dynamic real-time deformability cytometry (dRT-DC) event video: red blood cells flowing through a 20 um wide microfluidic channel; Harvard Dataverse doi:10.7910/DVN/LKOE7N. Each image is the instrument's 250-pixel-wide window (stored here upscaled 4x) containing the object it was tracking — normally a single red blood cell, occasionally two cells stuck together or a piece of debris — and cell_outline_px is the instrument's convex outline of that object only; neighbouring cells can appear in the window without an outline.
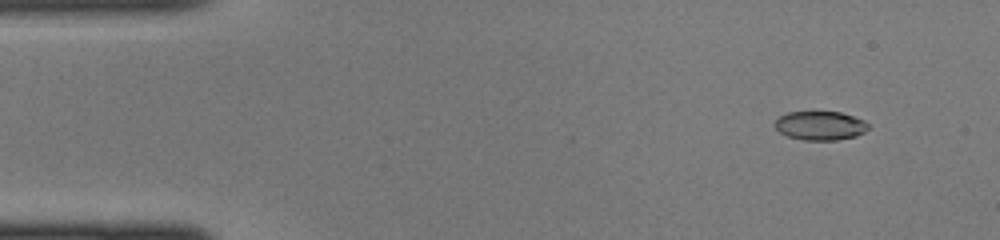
{"species": "common noctule bat (a hibernating species)", "species_latin": "Nyctalus noctula", "temperature_condition": "cold", "stored_images_in_passage": 44, "camera_frame_rate_fps": 3000, "um_per_image_px": 0.085, "animal": {"sex": "female", "body_mass_g": 22.0, "forearm_length_mm": 56.7}, "frame": {"image": 1, "passage_image": 4, "time_ms": 1.0, "image_size_px": [1000, 240], "cell_outline_px": [[868, 128], [864, 132], [856, 136], [836, 140], [804, 140], [788, 136], [780, 132], [772, 124], [780, 116], [788, 112], [840, 112], [864, 120], [868, 124]], "centroid_in_image_um": [69.7, 10.68], "position_along_channel_um": 15.3, "area_um2": 15.66}}
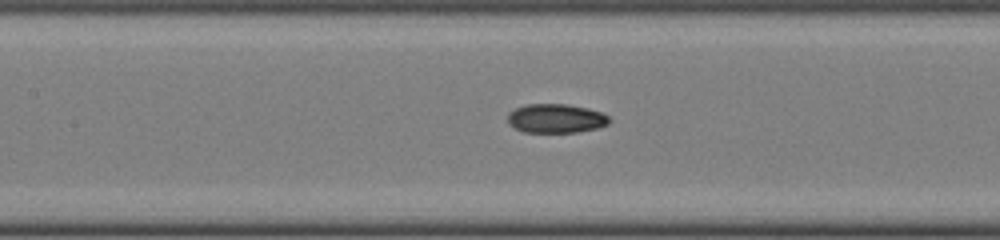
{"frame": {"image": 2, "passage_image": 20, "time_ms": 6.333, "image_size_px": [1000, 240], "cell_outline_px": [[612, 120], [608, 124], [596, 128], [576, 132], [524, 132], [508, 124], [508, 112], [524, 104], [568, 104], [588, 108], [600, 112], [608, 116]], "centroid_in_image_um": [47.24, 10.06], "position_along_channel_um": 160.2, "area_um2": 17.22}}
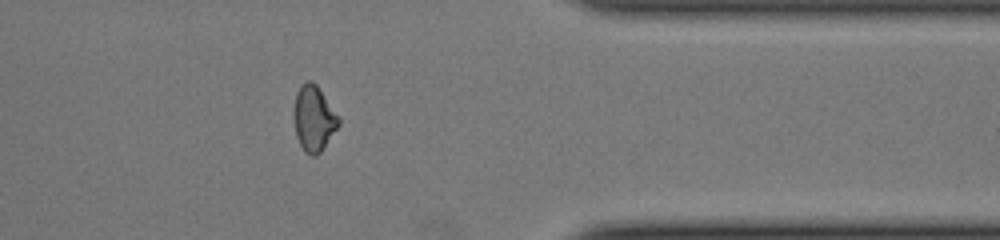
{"frame": {"image": 3, "passage_image": 36, "time_ms": 11.667, "image_size_px": [1000, 240], "cell_outline_px": [[340, 124], [320, 152], [316, 156], [312, 156], [304, 152], [296, 136], [292, 116], [296, 92], [308, 80], [312, 80], [316, 84], [340, 116]], "centroid_in_image_um": [26.66, 10.07], "position_along_channel_um": 384.7, "area_um2": 17.28}}